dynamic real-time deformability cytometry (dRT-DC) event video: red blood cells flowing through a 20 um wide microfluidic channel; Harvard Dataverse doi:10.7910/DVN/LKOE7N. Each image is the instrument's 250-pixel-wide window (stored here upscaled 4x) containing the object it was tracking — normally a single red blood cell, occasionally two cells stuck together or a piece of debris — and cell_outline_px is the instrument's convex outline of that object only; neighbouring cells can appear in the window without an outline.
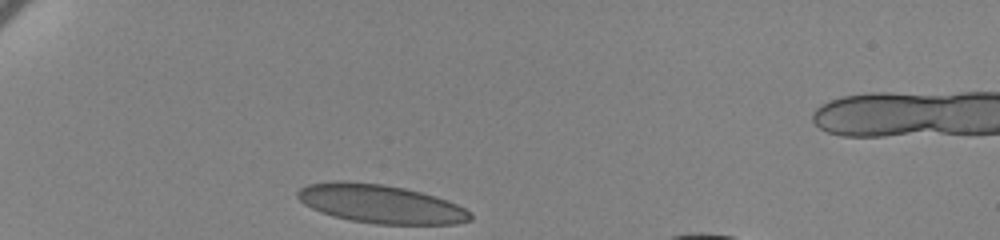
{"species": "human", "species_latin": "Homo sapiens", "temperature_condition": "cold", "stored_images_in_passage": 35, "camera_frame_rate_fps": 3000, "um_per_image_px": 0.085, "donor": {"sex": "female"}, "frame": {"image": 1, "passage_image": 1, "time_ms": 0.0, "image_size_px": [1000, 240], "cell_outline_px": [[472, 220], [456, 224], [376, 224], [352, 220], [320, 212], [304, 204], [296, 196], [296, 192], [300, 188], [308, 184], [336, 180], [340, 180], [384, 184], [404, 188], [436, 196], [456, 204], [472, 212]], "centroid_in_image_um": [32.35, 17.32], "position_along_channel_um": 52.6, "area_um2": 38.84}}
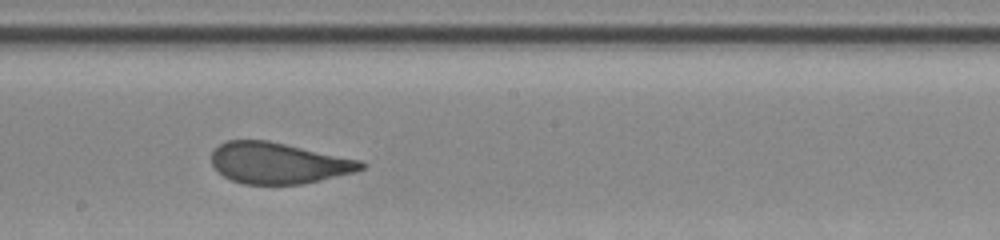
{"frame": {"image": 2, "passage_image": 19, "time_ms": 6.0, "image_size_px": [1000, 240], "cell_outline_px": [[368, 164], [364, 168], [356, 172], [304, 184], [244, 184], [232, 180], [216, 172], [212, 164], [212, 152], [220, 144], [228, 140], [268, 140], [360, 160]], "centroid_in_image_um": [23.67, 13.87], "position_along_channel_um": 224.5, "area_um2": 35.95}}
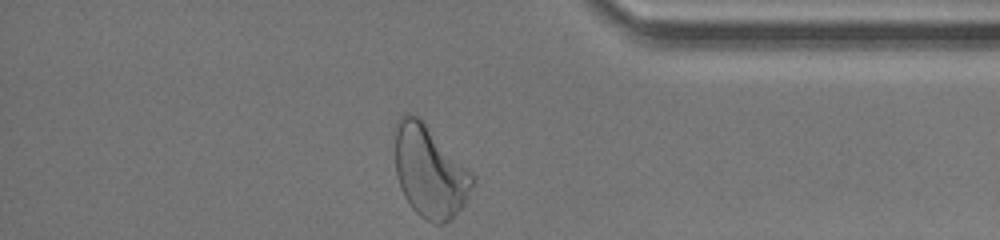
{"frame": {"image": 3, "passage_image": 35, "time_ms": 11.333, "image_size_px": [1000, 240], "cell_outline_px": [[476, 180], [464, 204], [444, 224], [436, 224], [420, 216], [412, 208], [404, 196], [400, 188], [396, 176], [392, 128], [396, 120], [404, 112], [408, 112], [420, 116], [476, 176]], "centroid_in_image_um": [36.47, 14.48], "position_along_channel_um": 398.7, "area_um2": 42.6}, "authors_computed_cell_mechanics": {"area_um2": 37.281, "velocity_mm_per_s": 3.4348, "shape_relaxation_time_tau1_ms": 4.9508, "shape_relaxation_time_tau2_ms": null, "deformation_change_tau1": 0.158, "deformation_change_tau2": null}}